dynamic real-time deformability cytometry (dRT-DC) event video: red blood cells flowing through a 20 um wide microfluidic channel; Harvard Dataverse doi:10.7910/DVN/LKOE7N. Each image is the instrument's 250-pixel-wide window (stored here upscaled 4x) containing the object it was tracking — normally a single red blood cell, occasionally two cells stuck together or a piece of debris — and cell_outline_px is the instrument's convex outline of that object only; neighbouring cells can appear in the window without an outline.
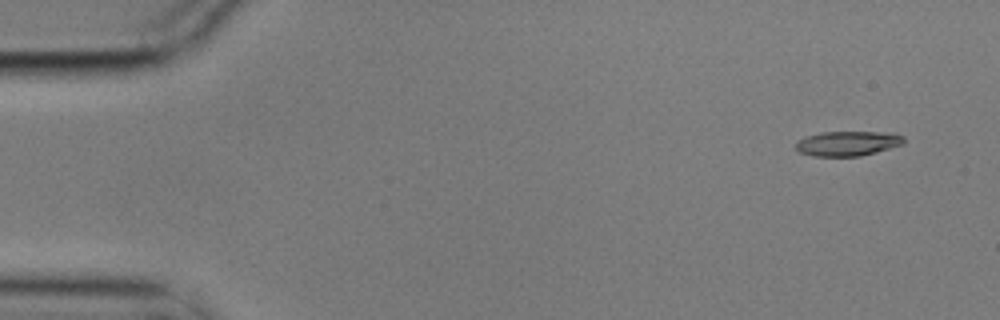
{"species": "common noctule bat (a hibernating species)", "species_latin": "Nyctalus noctula", "temperature_condition": "cold", "stored_images_in_passage": 7, "camera_frame_rate_fps": 3000, "um_per_image_px": 0.085, "animal": {"sex": "male", "body_mass_g": 17.9}, "frame": {"image": 1, "passage_image": 1, "time_ms": 0.0, "image_size_px": [1000, 320], "cell_outline_px": [[904, 144], [876, 152], [860, 156], [816, 156], [800, 152], [796, 148], [796, 144], [804, 136], [820, 132], [896, 132], [904, 136]], "centroid_in_image_um": [72.1, 12.18], "position_along_channel_um": 12.9, "area_um2": 15.66}}
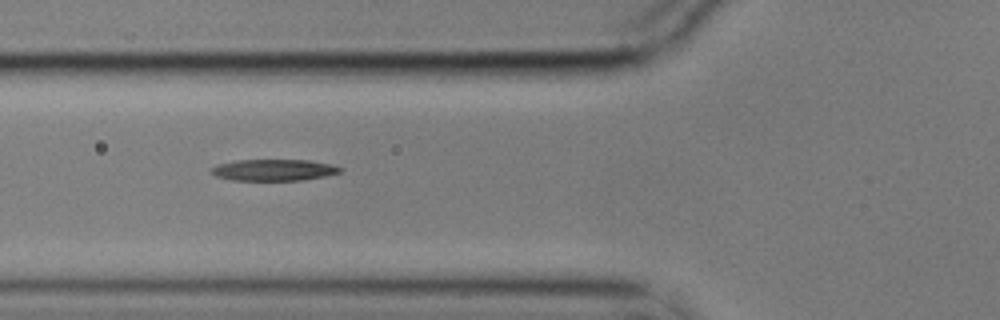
{"frame": {"image": 2, "passage_image": 6, "time_ms": 1.667, "image_size_px": [1000, 320], "cell_outline_px": [[344, 168], [340, 172], [324, 176], [304, 180], [232, 180], [216, 176], [208, 172], [216, 164], [236, 160], [312, 160], [332, 164]], "centroid_in_image_um": [23.27, 14.44], "position_along_channel_um": 102.5, "area_um2": 16.24}}
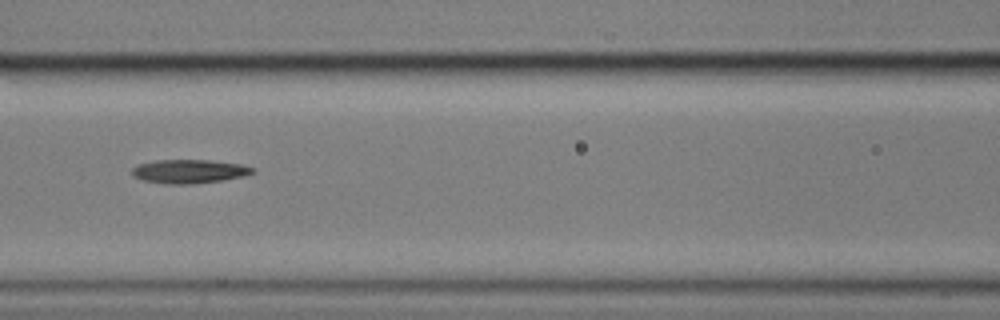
{"frame": {"image": 3, "passage_image": 7, "time_ms": 2.0, "image_size_px": [1000, 320], "cell_outline_px": [[256, 172], [244, 176], [224, 180], [192, 184], [164, 184], [144, 180], [132, 176], [132, 168], [136, 164], [156, 160], [208, 160], [240, 164], [252, 168]], "centroid_in_image_um": [16.05, 14.57], "position_along_channel_um": 150.6, "area_um2": 16.76}}